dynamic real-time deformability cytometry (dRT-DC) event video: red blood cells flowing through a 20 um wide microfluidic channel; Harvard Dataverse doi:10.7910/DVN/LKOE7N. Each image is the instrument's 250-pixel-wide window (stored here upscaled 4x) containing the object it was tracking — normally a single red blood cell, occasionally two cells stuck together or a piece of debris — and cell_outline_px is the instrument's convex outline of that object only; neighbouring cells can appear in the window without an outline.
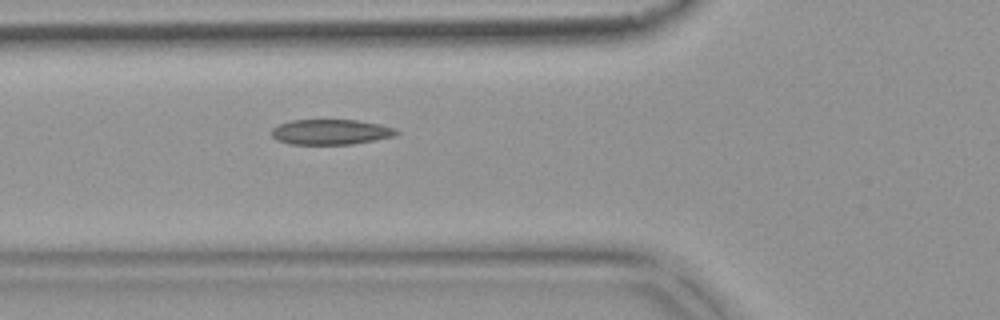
{"species": "common noctule bat (a hibernating species)", "species_latin": "Nyctalus noctula", "temperature_condition": "warm", "stored_images_in_passage": 30, "camera_frame_rate_fps": 3000, "um_per_image_px": 0.085, "animal": {"sex": "female", "body_mass_g": 18.4}, "frame": {"image": 1, "passage_image": 15, "time_ms": 4.667, "image_size_px": [1000, 320], "cell_outline_px": [[400, 132], [392, 136], [352, 144], [288, 144], [276, 140], [272, 136], [272, 128], [280, 124], [292, 120], [356, 120], [380, 124], [396, 128]], "centroid_in_image_um": [28.09, 11.21], "position_along_channel_um": 97.7, "area_um2": 18.26}}